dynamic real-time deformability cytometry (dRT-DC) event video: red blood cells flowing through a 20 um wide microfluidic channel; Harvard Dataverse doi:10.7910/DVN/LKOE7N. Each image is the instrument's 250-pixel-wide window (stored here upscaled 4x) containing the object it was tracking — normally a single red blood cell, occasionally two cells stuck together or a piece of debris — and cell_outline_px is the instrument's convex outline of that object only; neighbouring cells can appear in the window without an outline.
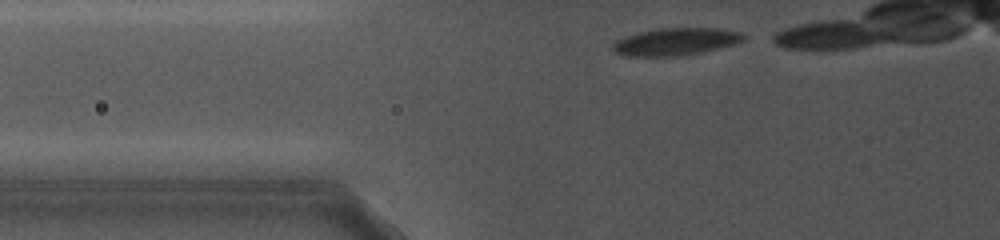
{"species": "common noctule bat (a hibernating species)", "species_latin": "Nyctalus noctula", "temperature_condition": "cold", "stored_images_in_passage": 24, "camera_frame_rate_fps": 5000, "um_per_image_px": 0.085, "animal": {"sex": "female", "body_mass_g": 19.0, "forearm_length_mm": 56.7}, "frame": {"image": 1, "passage_image": 2, "time_ms": 0.2, "image_size_px": [1000, 240], "cell_outline_px": [[748, 36], [744, 40], [732, 44], [700, 52], [680, 56], [624, 56], [616, 52], [612, 48], [612, 44], [616, 40], [624, 36], [636, 32], [656, 28], [720, 28], [744, 32]], "centroid_in_image_um": [57.42, 3.52], "position_along_channel_um": 68.4, "area_um2": 21.04}}
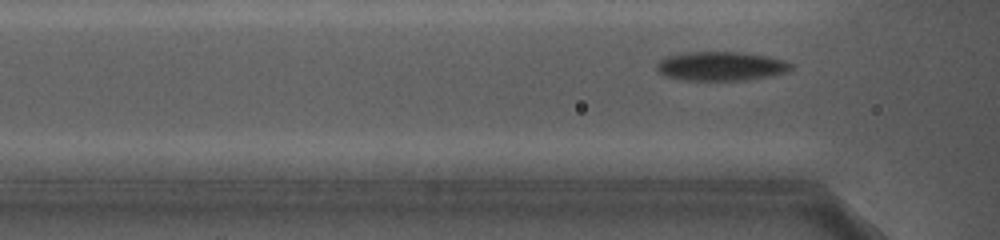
{"frame": {"image": 2, "passage_image": 11, "time_ms": 1.8, "image_size_px": [1000, 240], "cell_outline_px": [[792, 68], [788, 72], [768, 76], [736, 80], [688, 80], [668, 76], [660, 72], [656, 68], [656, 64], [660, 60], [668, 56], [688, 52], [740, 52], [768, 56], [788, 60], [792, 64]], "centroid_in_image_um": [61.33, 5.61], "position_along_channel_um": 105.3, "area_um2": 22.48}}
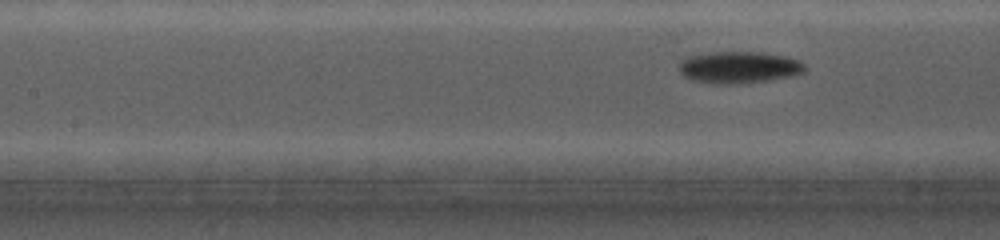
{"frame": {"image": 3, "passage_image": 18, "time_ms": 2.8, "image_size_px": [1000, 240], "cell_outline_px": [[808, 68], [804, 72], [792, 76], [768, 80], [696, 80], [684, 76], [680, 72], [680, 60], [688, 56], [712, 52], [760, 52], [788, 56], [800, 60]], "centroid_in_image_um": [62.91, 5.64], "position_along_channel_um": 144.5, "area_um2": 22.08}}